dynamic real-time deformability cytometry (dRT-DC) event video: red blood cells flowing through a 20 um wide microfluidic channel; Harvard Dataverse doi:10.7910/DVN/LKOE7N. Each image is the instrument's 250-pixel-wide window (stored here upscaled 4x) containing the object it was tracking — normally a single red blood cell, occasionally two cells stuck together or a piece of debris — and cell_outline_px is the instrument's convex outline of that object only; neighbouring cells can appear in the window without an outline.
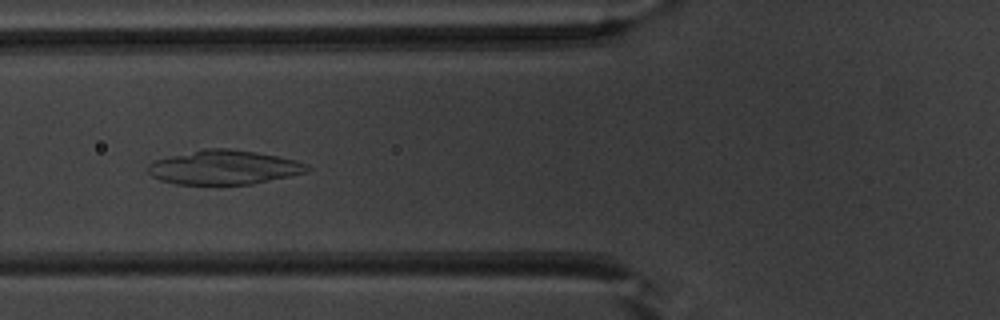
{"species": "common noctule bat (a hibernating species)", "species_latin": "Nyctalus noctula", "temperature_condition": "warm", "stored_images_in_passage": 49, "camera_frame_rate_fps": 3000, "um_per_image_px": 0.085, "animal": {"sex": "male", "body_mass_g": 20.1, "forearm_length_mm": 53.5}, "frame": {"image": 1, "passage_image": 18, "time_ms": 5.667, "image_size_px": [1000, 320], "cell_outline_px": [[312, 168], [308, 172], [252, 184], [176, 184], [160, 180], [152, 176], [148, 172], [148, 164], [152, 160], [204, 148], [228, 148], [256, 152], [296, 160], [308, 164]], "centroid_in_image_um": [19.03, 14.22], "position_along_channel_um": 106.8, "area_um2": 31.85}}
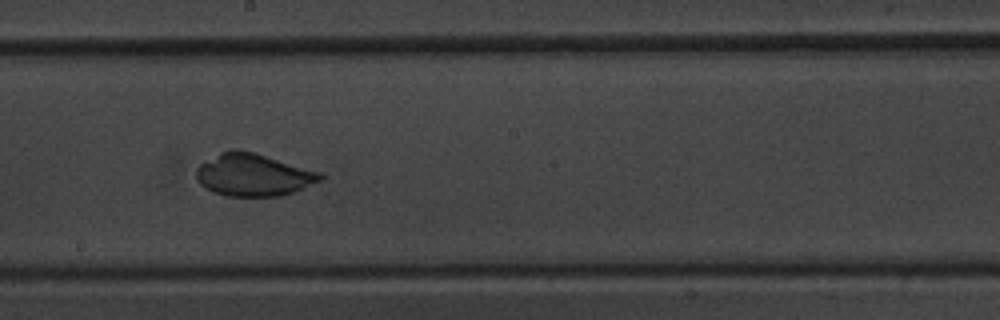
{"frame": {"image": 2, "passage_image": 27, "time_ms": 8.667, "image_size_px": [1000, 320], "cell_outline_px": [[324, 180], [284, 196], [228, 196], [212, 192], [200, 184], [196, 180], [196, 168], [200, 164], [220, 152], [232, 148], [236, 148], [256, 152], [320, 172], [324, 176]], "centroid_in_image_um": [21.54, 14.86], "position_along_channel_um": 226.7, "area_um2": 31.1}}
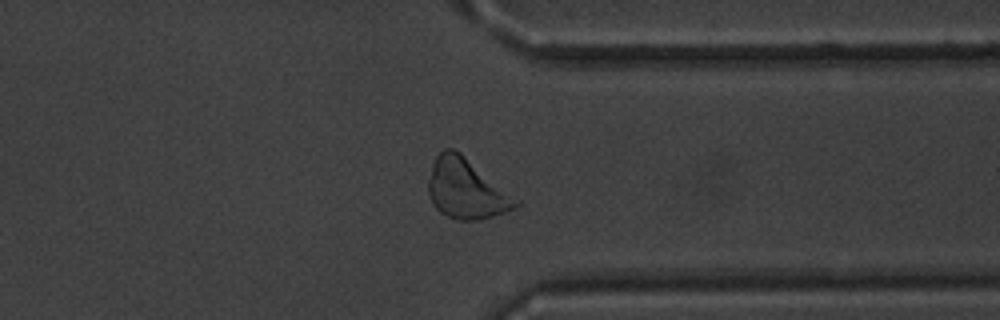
{"frame": {"image": 3, "passage_image": 38, "time_ms": 12.333, "image_size_px": [1000, 320], "cell_outline_px": [[520, 204], [516, 208], [480, 220], [456, 220], [440, 212], [432, 204], [428, 192], [428, 180], [432, 164], [436, 156], [444, 148], [452, 148], [460, 152], [520, 200]], "centroid_in_image_um": [39.62, 16.06], "position_along_channel_um": 371.8, "area_um2": 30.58}}